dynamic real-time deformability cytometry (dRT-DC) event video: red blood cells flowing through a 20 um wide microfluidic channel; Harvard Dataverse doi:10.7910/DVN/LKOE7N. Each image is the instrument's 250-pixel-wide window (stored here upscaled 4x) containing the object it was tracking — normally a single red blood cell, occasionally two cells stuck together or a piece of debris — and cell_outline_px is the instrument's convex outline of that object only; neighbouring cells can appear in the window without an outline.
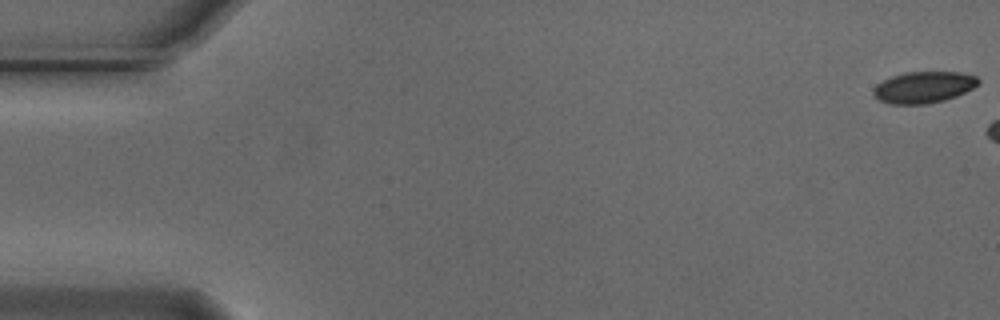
{"species": "Egyptian fruit bat (a non-hibernating species)", "species_latin": "Rousettus aegyptiacus", "temperature_condition": "cold", "stored_images_in_passage": 6, "camera_frame_rate_fps": 3000, "um_per_image_px": 0.085, "animal": {"sex": "male"}, "frame": {"image": 1, "passage_image": 1, "time_ms": 0.0, "image_size_px": [1000, 320], "cell_outline_px": [[980, 80], [972, 88], [956, 96], [944, 100], [928, 104], [888, 104], [872, 96], [872, 92], [876, 84], [892, 76], [904, 72], [960, 72], [976, 76]], "centroid_in_image_um": [78.47, 7.42], "position_along_channel_um": 6.5, "area_um2": 19.25}}